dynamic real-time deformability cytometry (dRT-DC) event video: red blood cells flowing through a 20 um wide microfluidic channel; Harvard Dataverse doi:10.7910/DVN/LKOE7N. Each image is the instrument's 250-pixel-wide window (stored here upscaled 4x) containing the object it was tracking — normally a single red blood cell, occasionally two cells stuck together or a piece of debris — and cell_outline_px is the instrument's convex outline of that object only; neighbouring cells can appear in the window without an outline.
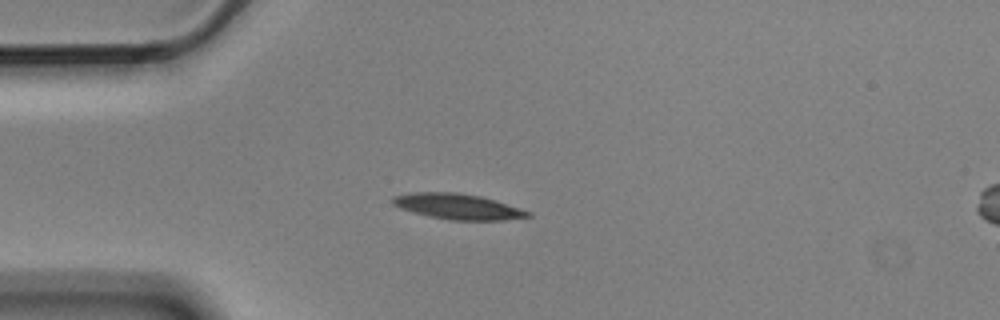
{"species": "Egyptian fruit bat (a non-hibernating species)", "species_latin": "Rousettus aegyptiacus", "temperature_condition": "cold", "stored_images_in_passage": 6, "camera_frame_rate_fps": 3000, "um_per_image_px": 0.085, "animal": {"sex": "male"}, "frame": {"image": 1, "passage_image": 4, "time_ms": 1.0, "image_size_px": [1000, 320], "cell_outline_px": [[532, 216], [504, 220], [448, 220], [428, 216], [412, 212], [400, 208], [392, 204], [392, 196], [412, 192], [456, 192], [480, 196], [532, 212]], "centroid_in_image_um": [38.87, 17.55], "position_along_channel_um": 46.1, "area_um2": 20.11}}
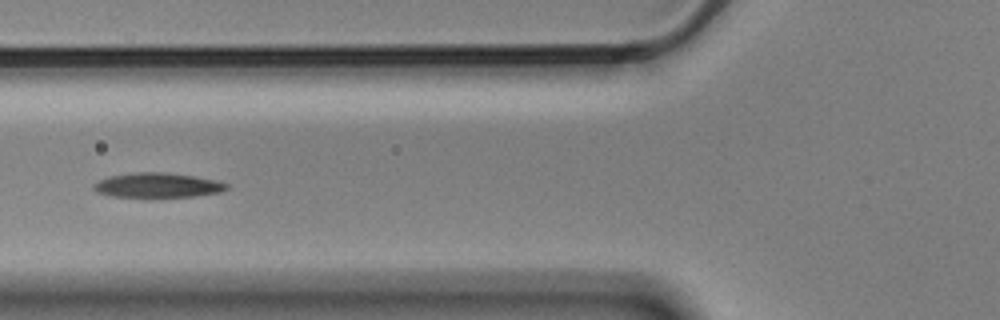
{"frame": {"image": 2, "passage_image": 6, "time_ms": 1.667, "image_size_px": [1000, 320], "cell_outline_px": [[228, 188], [220, 192], [196, 196], [112, 196], [96, 192], [92, 188], [92, 184], [108, 176], [136, 172], [164, 172], [196, 176], [220, 180], [228, 184]], "centroid_in_image_um": [13.41, 15.72], "position_along_channel_um": 112.4, "area_um2": 19.07}}